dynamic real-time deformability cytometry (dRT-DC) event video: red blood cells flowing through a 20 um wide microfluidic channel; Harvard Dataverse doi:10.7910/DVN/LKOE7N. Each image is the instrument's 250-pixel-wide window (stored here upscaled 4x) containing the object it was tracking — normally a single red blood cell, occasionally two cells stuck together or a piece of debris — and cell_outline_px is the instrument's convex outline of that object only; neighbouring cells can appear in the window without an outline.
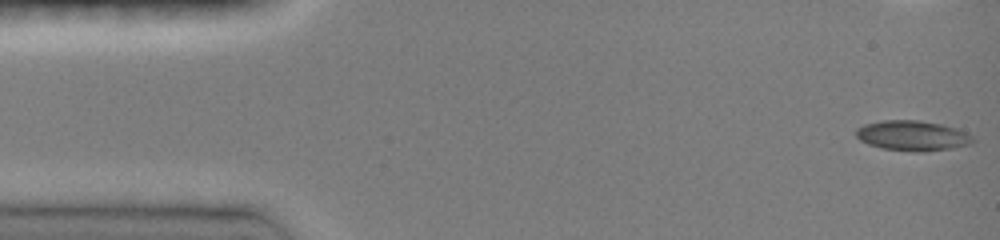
{"species": "common noctule bat (a hibernating species)", "species_latin": "Nyctalus noctula", "temperature_condition": "room temperature", "stored_images_in_passage": 51, "camera_frame_rate_fps": 3000, "um_per_image_px": 0.085, "animal": {"sex": "female", "body_mass_g": 19.0, "forearm_length_mm": 51.5}, "frame": {"image": 1, "passage_image": 1, "time_ms": 0.0, "image_size_px": [1000, 240], "cell_outline_px": [[976, 140], [972, 144], [952, 148], [924, 152], [912, 152], [880, 148], [868, 144], [860, 140], [856, 136], [856, 128], [864, 124], [884, 120], [920, 120], [940, 124], [956, 128], [968, 132]], "centroid_in_image_um": [77.58, 11.54], "position_along_channel_um": 7.4, "area_um2": 20.81}}